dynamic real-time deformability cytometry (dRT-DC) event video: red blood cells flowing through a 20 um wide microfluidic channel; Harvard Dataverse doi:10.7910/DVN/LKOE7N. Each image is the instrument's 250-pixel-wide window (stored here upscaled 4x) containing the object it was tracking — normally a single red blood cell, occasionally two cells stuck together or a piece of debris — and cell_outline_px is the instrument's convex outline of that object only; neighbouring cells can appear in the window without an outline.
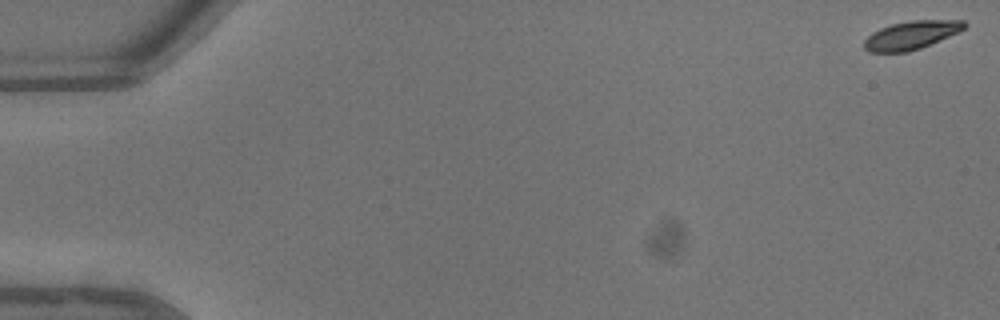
{"species": "common noctule bat (a hibernating species)", "species_latin": "Nyctalus noctula", "temperature_condition": "warm", "stored_images_in_passage": 46, "camera_frame_rate_fps": 3000, "um_per_image_px": 0.085, "animal": {"sex": "male", "body_mass_g": 13.3}, "frame": {"image": 1, "passage_image": 1, "time_ms": 0.0, "image_size_px": [1000, 320], "cell_outline_px": [[968, 24], [964, 28], [948, 36], [920, 48], [908, 52], [868, 52], [864, 48], [864, 40], [872, 32], [880, 28], [892, 24], [912, 20], [964, 20]], "centroid_in_image_um": [77.42, 2.98], "position_along_channel_um": 7.6, "area_um2": 16.36}}
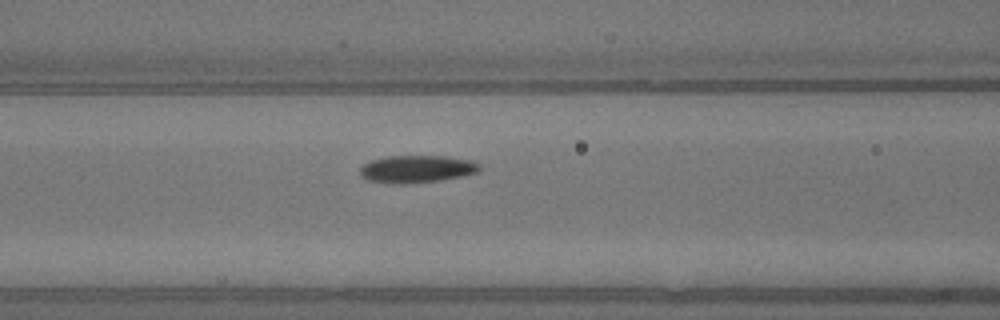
{"frame": {"image": 2, "passage_image": 20, "time_ms": 6.333, "image_size_px": [1000, 320], "cell_outline_px": [[480, 172], [440, 180], [400, 184], [388, 184], [364, 180], [360, 176], [360, 168], [364, 164], [372, 160], [388, 156], [444, 156], [476, 160], [480, 164]], "centroid_in_image_um": [35.42, 14.37], "position_along_channel_um": 131.2, "area_um2": 19.36}}
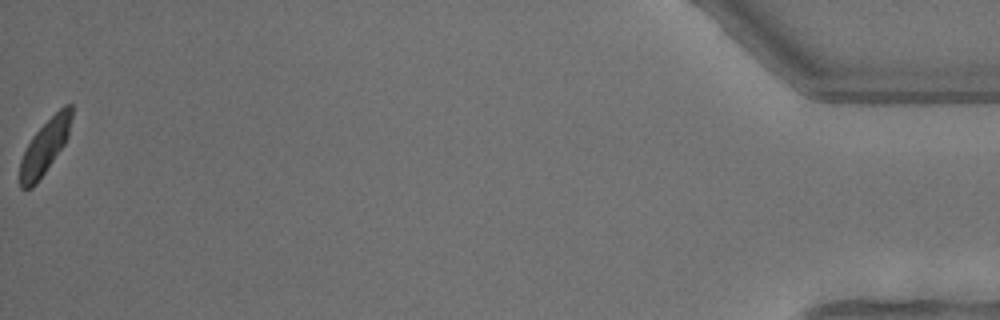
{"frame": {"image": 3, "passage_image": 46, "time_ms": 15.0, "image_size_px": [1000, 320], "cell_outline_px": [[72, 116], [68, 136], [64, 144], [36, 184], [32, 188], [20, 188], [20, 160], [32, 136], [64, 104], [72, 104]], "centroid_in_image_um": [3.81, 12.47], "position_along_channel_um": 431.4, "area_um2": 15.95}, "authors_computed_cell_mechanics": {"area_um2": 18.0625, "velocity_mm_per_s": 4.6282, "shape_relaxation_time_tau1_ms": 1.6689, "shape_relaxation_time_tau2_ms": null, "deformation_change_tau1": 0.0917, "deformation_change_tau2": null}}